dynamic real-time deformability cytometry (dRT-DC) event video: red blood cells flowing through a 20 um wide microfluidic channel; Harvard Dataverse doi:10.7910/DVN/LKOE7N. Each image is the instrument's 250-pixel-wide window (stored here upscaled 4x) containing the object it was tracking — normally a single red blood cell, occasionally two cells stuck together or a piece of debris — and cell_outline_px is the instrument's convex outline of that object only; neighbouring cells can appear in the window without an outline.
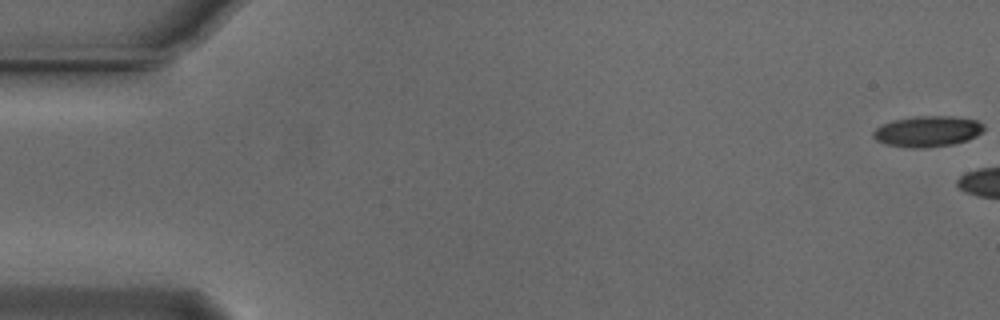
{"species": "Egyptian fruit bat (a non-hibernating species)", "species_latin": "Rousettus aegyptiacus", "temperature_condition": "cold", "stored_images_in_passage": 5, "camera_frame_rate_fps": 3000, "um_per_image_px": 0.085, "animal": {"sex": "male"}, "frame": {"image": 1, "passage_image": 1, "time_ms": 0.0, "image_size_px": [1000, 320], "cell_outline_px": [[984, 128], [976, 136], [968, 140], [952, 144], [920, 148], [912, 148], [884, 144], [876, 140], [872, 136], [872, 132], [876, 128], [892, 120], [912, 116], [956, 116], [976, 120], [984, 124]], "centroid_in_image_um": [78.82, 11.15], "position_along_channel_um": 6.2, "area_um2": 19.94}}